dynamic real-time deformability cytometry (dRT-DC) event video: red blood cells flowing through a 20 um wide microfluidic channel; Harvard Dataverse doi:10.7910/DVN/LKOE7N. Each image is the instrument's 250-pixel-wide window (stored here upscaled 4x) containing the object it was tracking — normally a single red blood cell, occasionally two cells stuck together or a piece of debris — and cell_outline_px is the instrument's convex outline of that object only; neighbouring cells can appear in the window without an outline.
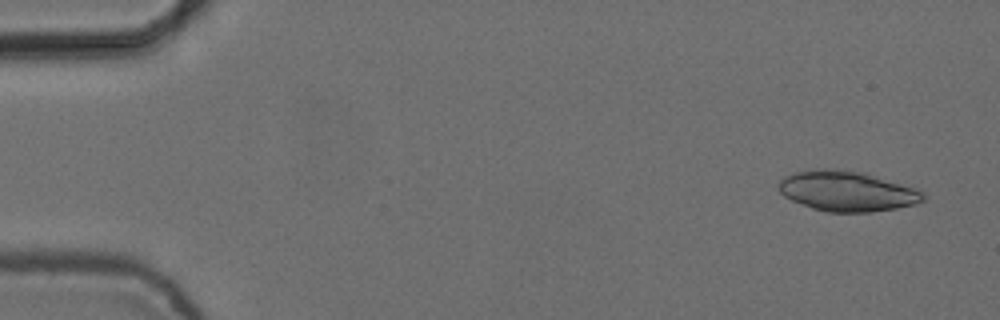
{"species": "common noctule bat (a hibernating species)", "species_latin": "Nyctalus noctula", "temperature_condition": "cold", "stored_images_in_passage": 4, "camera_frame_rate_fps": 3000, "um_per_image_px": 0.085, "animal": {"sex": "female", "body_mass_g": 24.6, "forearm_length_mm": 56.2}, "frame": {"image": 1, "passage_image": 1, "time_ms": 0.0, "image_size_px": [1000, 320], "cell_outline_px": [[924, 200], [916, 204], [896, 208], [872, 212], [824, 212], [812, 208], [792, 200], [784, 196], [776, 188], [776, 184], [784, 176], [796, 172], [816, 168], [836, 168], [864, 172], [924, 192]], "centroid_in_image_um": [71.93, 16.24], "position_along_channel_um": 13.1, "area_um2": 33.99}}